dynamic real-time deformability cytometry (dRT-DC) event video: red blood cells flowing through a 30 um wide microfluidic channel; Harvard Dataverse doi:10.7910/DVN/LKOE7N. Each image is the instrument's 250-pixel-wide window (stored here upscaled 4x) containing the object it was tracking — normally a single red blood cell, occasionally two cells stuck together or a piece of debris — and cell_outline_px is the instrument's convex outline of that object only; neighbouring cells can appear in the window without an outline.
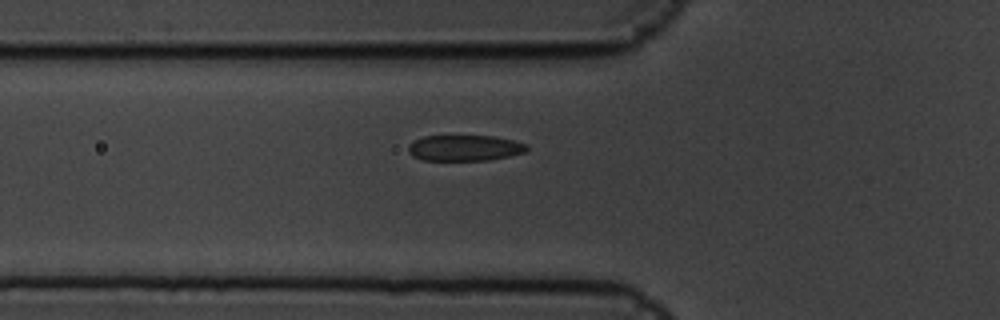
{"species": "common noctule bat (a hibernating species)", "species_latin": "Nyctalus noctula", "temperature_condition": "cold", "stored_images_in_passage": 6, "camera_frame_rate_fps": 3000, "um_per_image_px": 0.085, "animal": {"sex": "male", "body_mass_g": 19.5, "forearm_length_mm": 54.6}, "frame": {"image": 1, "passage_image": 6, "time_ms": 1.667, "image_size_px": [1000, 320], "cell_outline_px": [[528, 148], [524, 152], [508, 156], [488, 160], [424, 160], [412, 156], [408, 152], [408, 144], [424, 136], [496, 136], [528, 144]], "centroid_in_image_um": [39.49, 12.57], "position_along_channel_um": 86.3, "area_um2": 17.8}}